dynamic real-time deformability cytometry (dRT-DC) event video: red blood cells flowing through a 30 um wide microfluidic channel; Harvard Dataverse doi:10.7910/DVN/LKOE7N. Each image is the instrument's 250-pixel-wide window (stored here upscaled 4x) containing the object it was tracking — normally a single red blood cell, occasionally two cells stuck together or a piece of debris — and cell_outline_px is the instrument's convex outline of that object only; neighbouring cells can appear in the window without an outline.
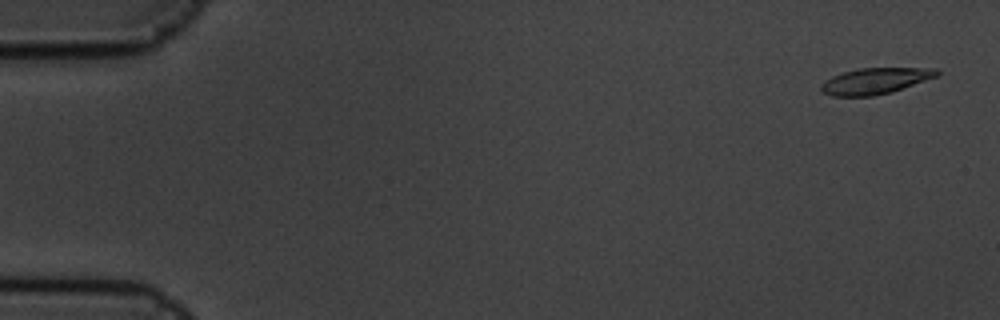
{"species": "common noctule bat (a hibernating species)", "species_latin": "Nyctalus noctula", "temperature_condition": "cold", "stored_images_in_passage": 5, "camera_frame_rate_fps": 3000, "um_per_image_px": 0.085, "animal": {"sex": "male", "body_mass_g": 19.5, "forearm_length_mm": 54.6}, "frame": {"image": 1, "passage_image": 1, "time_ms": 0.0, "image_size_px": [1000, 320], "cell_outline_px": [[940, 76], [892, 92], [872, 96], [832, 96], [824, 92], [820, 88], [820, 84], [824, 80], [832, 76], [844, 72], [860, 68], [936, 68], [940, 72]], "centroid_in_image_um": [74.43, 6.88], "position_along_channel_um": 10.6, "area_um2": 17.74}}
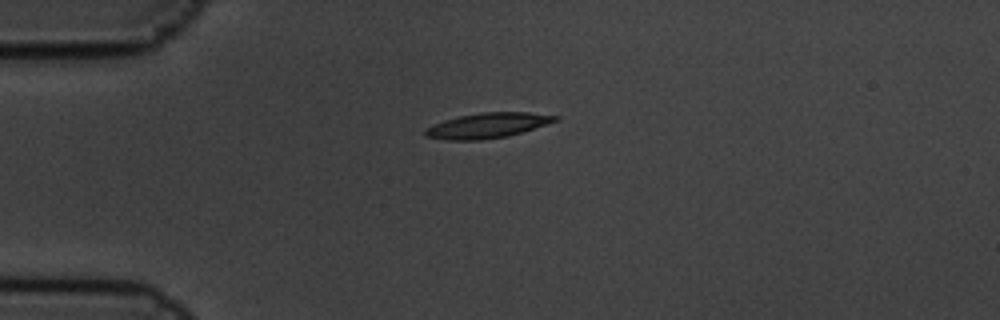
{"frame": {"image": 2, "passage_image": 4, "time_ms": 1.0, "image_size_px": [1000, 320], "cell_outline_px": [[560, 120], [508, 136], [480, 140], [448, 140], [424, 136], [424, 128], [444, 120], [460, 116], [480, 112], [528, 112], [560, 116]], "centroid_in_image_um": [41.44, 10.66], "position_along_channel_um": 43.6, "area_um2": 19.07}}